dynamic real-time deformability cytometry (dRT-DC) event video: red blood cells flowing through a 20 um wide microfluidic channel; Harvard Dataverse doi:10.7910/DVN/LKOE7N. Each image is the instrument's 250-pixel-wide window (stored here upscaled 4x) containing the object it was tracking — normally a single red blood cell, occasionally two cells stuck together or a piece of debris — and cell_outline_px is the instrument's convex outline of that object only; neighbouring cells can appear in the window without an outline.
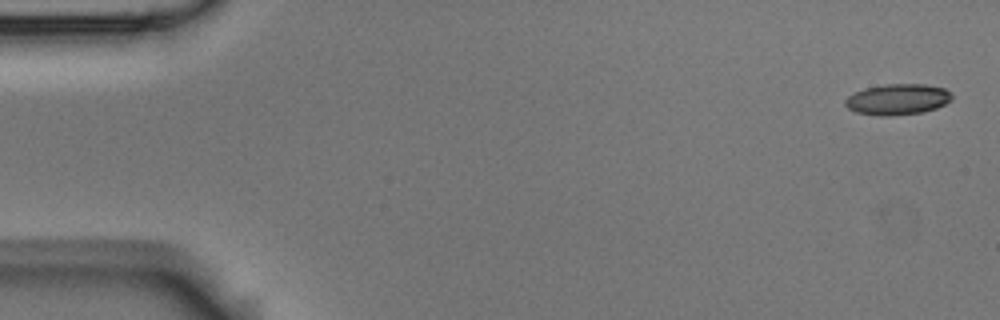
{"species": "Egyptian fruit bat (a non-hibernating species)", "species_latin": "Rousettus aegyptiacus", "temperature_condition": "room temperature", "stored_images_in_passage": 5, "camera_frame_rate_fps": 3000, "um_per_image_px": 0.085, "animal": {"sex": "male"}, "frame": {"image": 1, "passage_image": 1, "time_ms": 0.0, "image_size_px": [1000, 320], "cell_outline_px": [[952, 100], [936, 108], [924, 112], [888, 116], [880, 116], [856, 112], [848, 108], [844, 104], [844, 100], [848, 96], [864, 88], [884, 84], [924, 84], [944, 88], [952, 96]], "centroid_in_image_um": [76.28, 8.45], "position_along_channel_um": 8.7, "area_um2": 19.19}}